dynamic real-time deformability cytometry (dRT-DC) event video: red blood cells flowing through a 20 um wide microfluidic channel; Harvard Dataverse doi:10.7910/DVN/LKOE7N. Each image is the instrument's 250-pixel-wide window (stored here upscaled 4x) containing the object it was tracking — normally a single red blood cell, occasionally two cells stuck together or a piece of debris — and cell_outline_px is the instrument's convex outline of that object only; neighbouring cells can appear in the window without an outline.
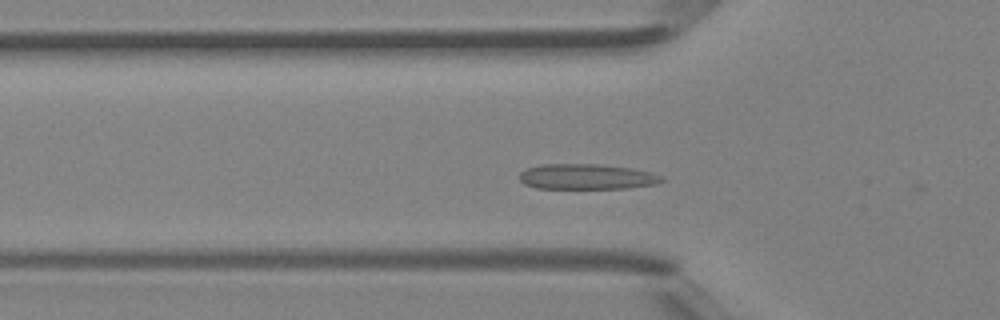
{"species": "Egyptian fruit bat (a non-hibernating species)", "species_latin": "Rousettus aegyptiacus", "temperature_condition": "room temperature", "stored_images_in_passage": 42, "camera_frame_rate_fps": 3000, "um_per_image_px": 0.085, "animal": {"sex": "female"}, "frame": {"image": 1, "passage_image": 11, "time_ms": 3.333, "image_size_px": [1000, 320], "cell_outline_px": [[664, 180], [656, 184], [628, 188], [536, 188], [524, 184], [520, 180], [520, 172], [528, 168], [544, 164], [600, 164], [632, 168], [652, 172], [664, 176]], "centroid_in_image_um": [49.91, 15.01], "position_along_channel_um": 75.9, "area_um2": 21.1}}
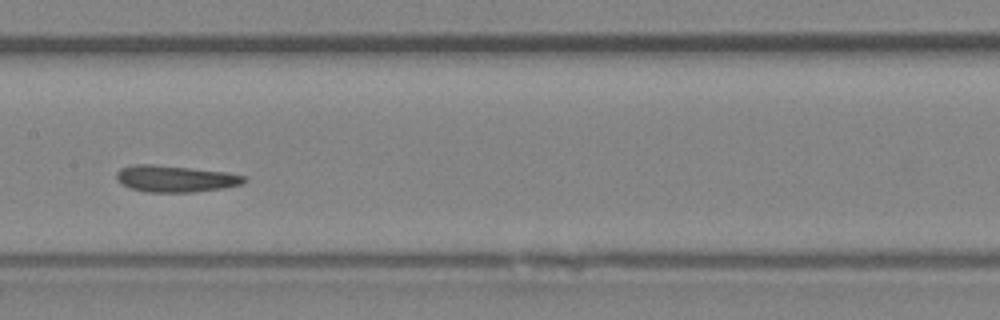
{"frame": {"image": 2, "passage_image": 19, "time_ms": 6.0, "image_size_px": [1000, 320], "cell_outline_px": [[248, 180], [240, 184], [224, 188], [192, 192], [148, 192], [128, 188], [116, 180], [116, 172], [120, 168], [136, 164], [152, 164], [228, 172], [248, 176]], "centroid_in_image_um": [14.9, 15.19], "position_along_channel_um": 192.5, "area_um2": 19.94}}
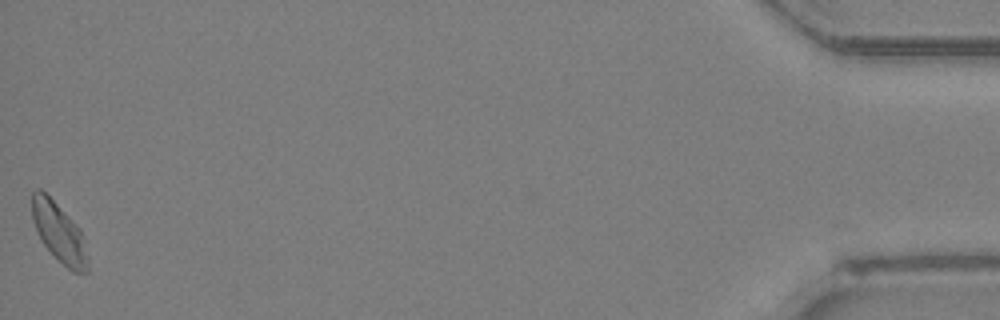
{"frame": {"image": 3, "passage_image": 42, "time_ms": 13.667, "image_size_px": [1000, 320], "cell_outline_px": [[88, 272], [72, 272], [44, 244], [32, 220], [32, 192], [36, 188], [40, 188], [80, 228], [88, 256]], "centroid_in_image_um": [5.03, 19.76], "position_along_channel_um": 430.2, "area_um2": 18.73}, "authors_computed_cell_mechanics": {"area_um2": 19.9121, "velocity_mm_per_s": 4.3946, "shape_relaxation_time_tau1_ms": 4.9591, "shape_relaxation_time_tau2_ms": 1.4318, "deformation_change_tau1": 0.1103, "deformation_change_tau2": 0.0749}}